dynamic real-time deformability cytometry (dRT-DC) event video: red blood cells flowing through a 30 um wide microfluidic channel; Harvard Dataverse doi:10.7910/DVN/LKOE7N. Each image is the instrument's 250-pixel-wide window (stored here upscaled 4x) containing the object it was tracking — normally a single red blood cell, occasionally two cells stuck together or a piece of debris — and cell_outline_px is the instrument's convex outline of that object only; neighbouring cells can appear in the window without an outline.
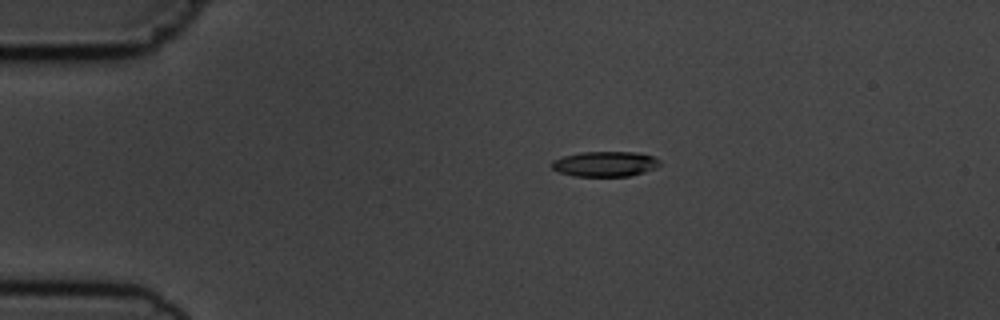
{"species": "common noctule bat (a hibernating species)", "species_latin": "Nyctalus noctula", "temperature_condition": "cold", "stored_images_in_passage": 5, "camera_frame_rate_fps": 3000, "um_per_image_px": 0.085, "animal": {"sex": "male", "body_mass_g": 19.5, "forearm_length_mm": 54.6}, "frame": {"image": 1, "passage_image": 4, "time_ms": 3.333, "image_size_px": [1000, 320], "cell_outline_px": [[660, 164], [656, 168], [644, 172], [628, 176], [572, 176], [560, 172], [552, 168], [552, 160], [560, 156], [580, 152], [636, 152], [652, 156], [660, 160]], "centroid_in_image_um": [51.41, 13.93], "position_along_channel_um": 33.6, "area_um2": 15.95}}